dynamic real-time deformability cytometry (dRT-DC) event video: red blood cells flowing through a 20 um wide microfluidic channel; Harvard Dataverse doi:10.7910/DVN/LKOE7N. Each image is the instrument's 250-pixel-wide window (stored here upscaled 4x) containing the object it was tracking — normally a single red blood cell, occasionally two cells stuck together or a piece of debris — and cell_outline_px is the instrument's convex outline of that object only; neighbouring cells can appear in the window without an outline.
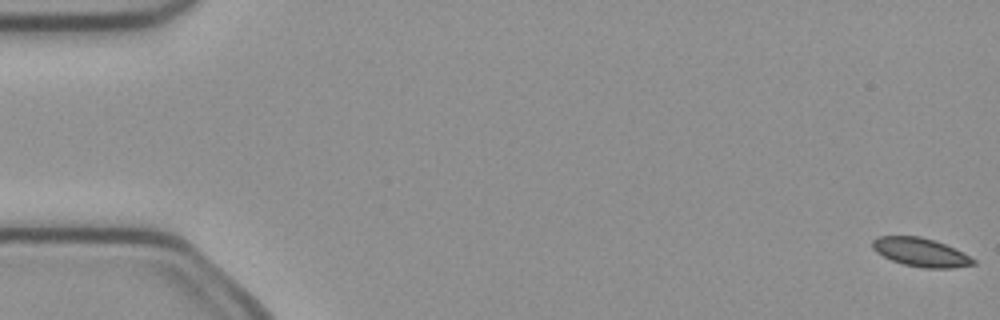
{"species": "common noctule bat (a hibernating species)", "species_latin": "Nyctalus noctula", "temperature_condition": "cold", "stored_images_in_passage": 4, "camera_frame_rate_fps": 3000, "um_per_image_px": 0.085, "animal": {"sex": "female", "body_mass_g": 21.9}, "frame": {"image": 1, "passage_image": 1, "time_ms": 0.0, "image_size_px": [1000, 320], "cell_outline_px": [[976, 264], [952, 268], [924, 268], [904, 264], [892, 260], [876, 252], [872, 248], [872, 240], [876, 236], [920, 236], [944, 244], [976, 260]], "centroid_in_image_um": [78.22, 21.44], "position_along_channel_um": 6.8, "area_um2": 16.53}}